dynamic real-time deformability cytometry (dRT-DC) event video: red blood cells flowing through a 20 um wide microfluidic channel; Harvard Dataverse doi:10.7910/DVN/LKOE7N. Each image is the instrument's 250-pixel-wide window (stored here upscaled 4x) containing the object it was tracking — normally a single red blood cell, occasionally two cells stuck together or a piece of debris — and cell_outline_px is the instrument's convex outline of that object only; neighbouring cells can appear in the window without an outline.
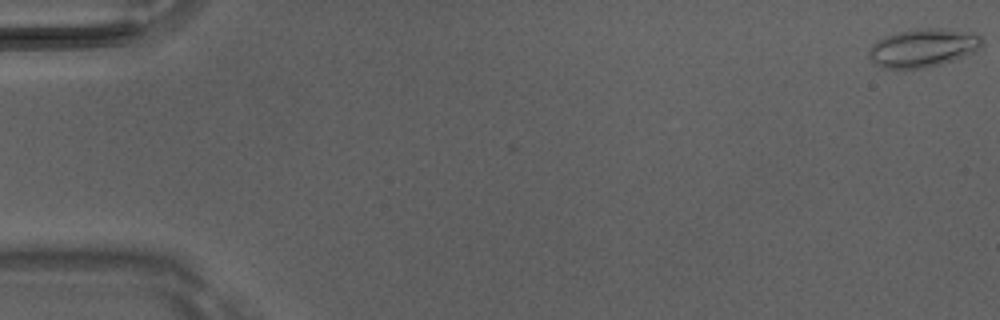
{"species": "Egyptian fruit bat (a non-hibernating species)", "species_latin": "Rousettus aegyptiacus", "temperature_condition": "room temperature", "stored_images_in_passage": 2, "camera_frame_rate_fps": 3000, "um_per_image_px": 0.085, "animal": {"sex": "male"}, "frame": {"image": 1, "passage_image": 1, "time_ms": 0.0, "image_size_px": [1000, 320], "cell_outline_px": [[984, 44], [976, 52], [940, 64], [924, 68], [884, 68], [876, 64], [868, 56], [868, 48], [876, 40], [896, 32], [916, 28], [948, 28], [976, 32], [984, 40]], "centroid_in_image_um": [78.5, 4.04], "position_along_channel_um": 6.5, "area_um2": 25.72}}